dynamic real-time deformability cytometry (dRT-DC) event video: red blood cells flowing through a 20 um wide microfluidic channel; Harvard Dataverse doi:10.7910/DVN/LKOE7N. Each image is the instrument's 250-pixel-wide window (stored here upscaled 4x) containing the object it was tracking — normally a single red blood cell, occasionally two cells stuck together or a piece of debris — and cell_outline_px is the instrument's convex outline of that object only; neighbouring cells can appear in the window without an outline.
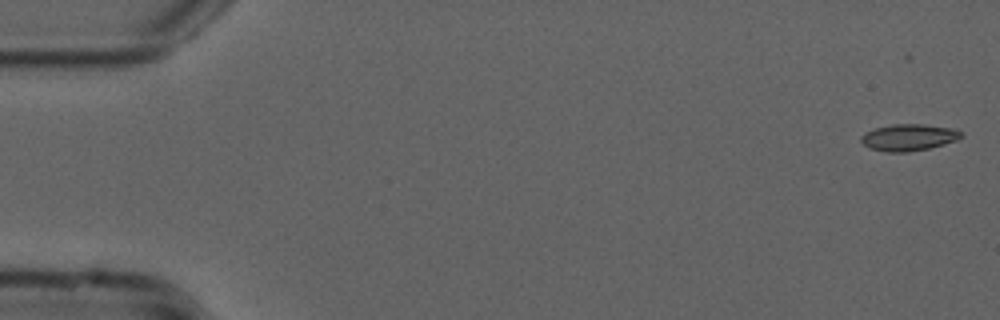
{"species": "common noctule bat (a hibernating species)", "species_latin": "Nyctalus noctula", "temperature_condition": "cold", "stored_images_in_passage": 54, "camera_frame_rate_fps": 3000, "um_per_image_px": 0.085, "animal": {"sex": "male", "forearm_length_mm": 52.5}, "frame": {"image": 1, "passage_image": 1, "time_ms": 0.0, "image_size_px": [1000, 320], "cell_outline_px": [[964, 136], [956, 140], [944, 144], [928, 148], [908, 152], [884, 152], [868, 148], [860, 140], [860, 136], [864, 132], [876, 128], [892, 124], [924, 124], [952, 128], [964, 132]], "centroid_in_image_um": [77.23, 11.68], "position_along_channel_um": 7.8, "area_um2": 15.72}}
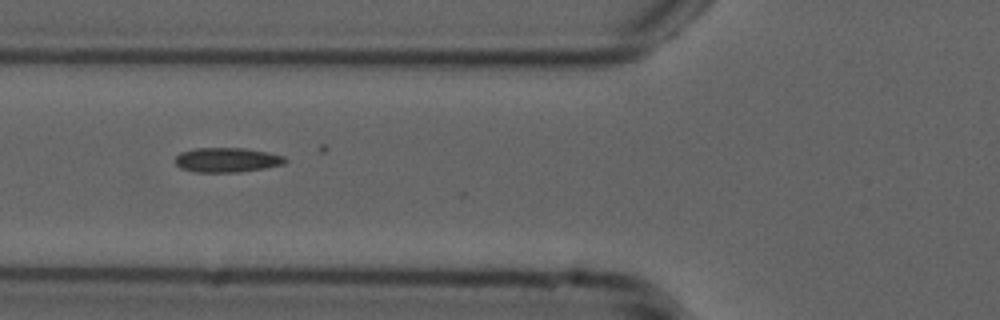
{"frame": {"image": 2, "passage_image": 20, "time_ms": 6.333, "image_size_px": [1000, 320], "cell_outline_px": [[288, 160], [284, 164], [264, 168], [236, 172], [196, 172], [180, 168], [176, 164], [176, 156], [180, 152], [196, 148], [244, 148], [268, 152], [284, 156]], "centroid_in_image_um": [19.3, 13.59], "position_along_channel_um": 106.5, "area_um2": 15.72}}
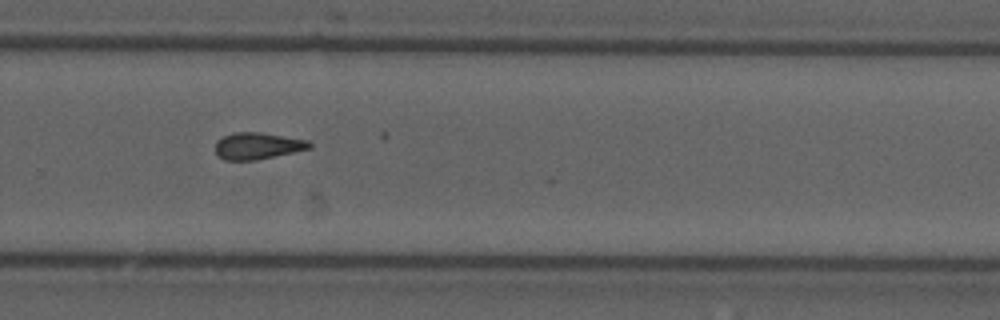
{"frame": {"image": 3, "passage_image": 36, "time_ms": 11.667, "image_size_px": [1000, 320], "cell_outline_px": [[312, 148], [256, 160], [224, 160], [216, 152], [216, 140], [232, 132], [260, 132], [308, 140], [312, 144]], "centroid_in_image_um": [21.9, 12.39], "position_along_channel_um": 307.9, "area_um2": 14.62}, "authors_computed_cell_mechanics": {"area_um2": 14.8257, "velocity_mm_per_s": 3.7828, "shape_relaxation_time_tau1_ms": null, "shape_relaxation_time_tau2_ms": 4.0167, "deformation_change_tau1": null, "deformation_change_tau2": 0.0918}}